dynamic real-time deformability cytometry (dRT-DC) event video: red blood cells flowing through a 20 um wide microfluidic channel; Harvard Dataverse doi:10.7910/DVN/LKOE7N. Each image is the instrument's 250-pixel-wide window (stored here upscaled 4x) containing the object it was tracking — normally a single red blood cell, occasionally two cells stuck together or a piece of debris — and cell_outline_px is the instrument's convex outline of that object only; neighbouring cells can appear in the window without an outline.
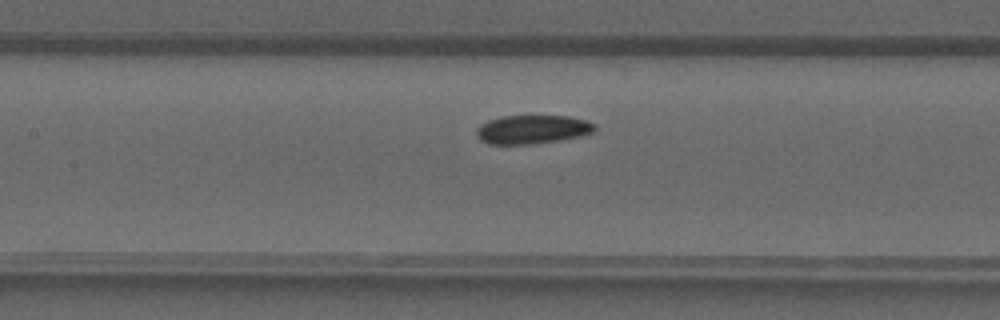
{"species": "common noctule bat (a hibernating species)", "species_latin": "Nyctalus noctula", "temperature_condition": "warm", "stored_images_in_passage": 34, "camera_frame_rate_fps": 3000, "um_per_image_px": 0.085, "animal": {"sex": "male", "forearm_length_mm": 52.5}, "frame": {"image": 1, "passage_image": 14, "time_ms": 4.333, "image_size_px": [1000, 320], "cell_outline_px": [[596, 128], [592, 132], [580, 136], [556, 140], [504, 148], [488, 144], [480, 140], [476, 136], [476, 128], [480, 124], [488, 120], [504, 116], [568, 116], [588, 120], [596, 124]], "centroid_in_image_um": [45.16, 11.03], "position_along_channel_um": 162.2, "area_um2": 20.4}}
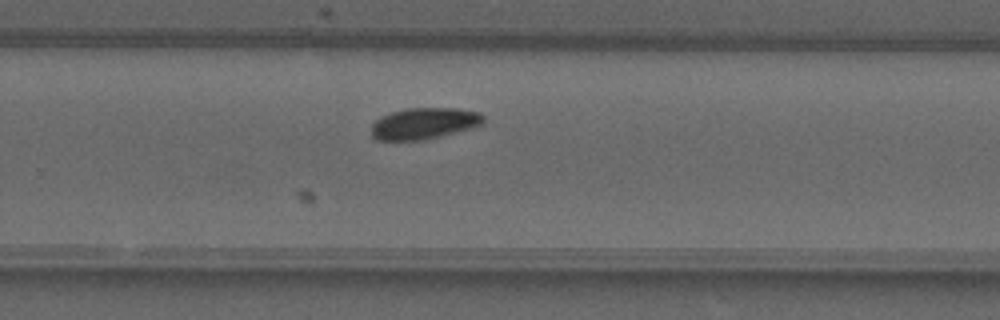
{"frame": {"image": 2, "passage_image": 22, "time_ms": 7.0, "image_size_px": [1000, 320], "cell_outline_px": [[484, 124], [420, 140], [372, 140], [372, 124], [380, 116], [404, 108], [456, 108], [480, 112], [484, 116]], "centroid_in_image_um": [36.01, 10.47], "position_along_channel_um": 293.8, "area_um2": 20.29}}
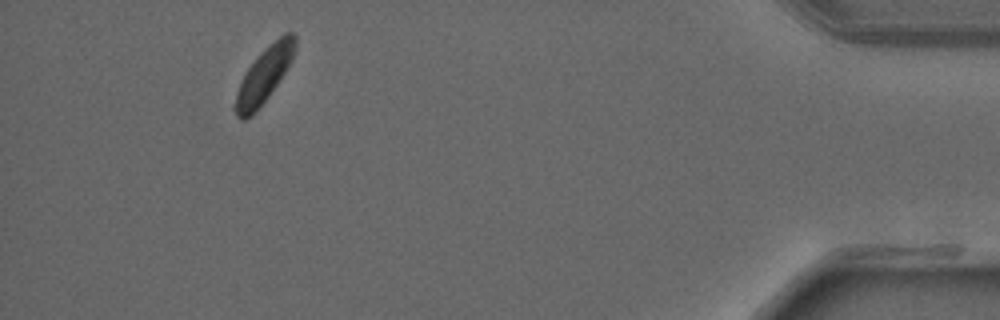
{"frame": {"image": 3, "passage_image": 33, "time_ms": 10.667, "image_size_px": [1000, 320], "cell_outline_px": [[296, 48], [292, 60], [268, 96], [244, 120], [240, 120], [236, 116], [232, 108], [232, 104], [240, 80], [248, 68], [260, 52], [264, 48], [284, 32], [292, 32], [296, 36]], "centroid_in_image_um": [22.42, 6.35], "position_along_channel_um": 412.8, "area_um2": 19.07}}